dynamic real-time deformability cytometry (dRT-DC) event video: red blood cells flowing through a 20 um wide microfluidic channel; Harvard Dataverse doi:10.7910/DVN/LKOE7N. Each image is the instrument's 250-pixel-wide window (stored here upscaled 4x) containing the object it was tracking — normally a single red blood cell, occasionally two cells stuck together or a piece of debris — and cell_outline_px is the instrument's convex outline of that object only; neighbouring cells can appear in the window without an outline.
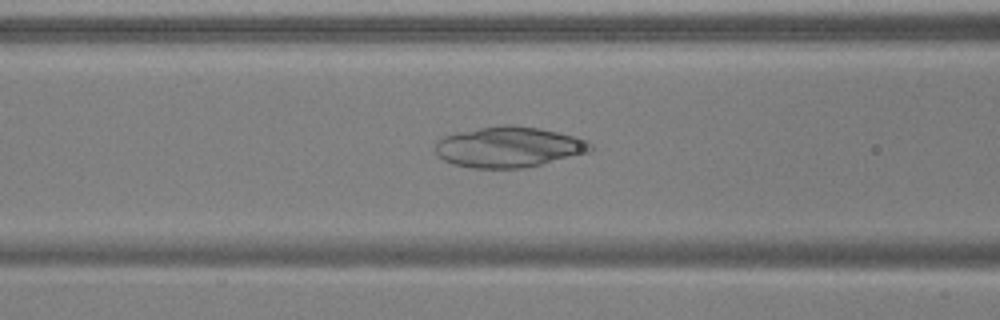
{"species": "common noctule bat (a hibernating species)", "species_latin": "Nyctalus noctula", "temperature_condition": "warm", "stored_images_in_passage": 52, "camera_frame_rate_fps": 3000, "um_per_image_px": 0.085, "animal": {"sex": "male", "body_mass_g": 17.9, "forearm_length_mm": 54.2}, "frame": {"image": 1, "passage_image": 21, "time_ms": 6.667, "image_size_px": [1000, 320], "cell_outline_px": [[592, 148], [588, 152], [524, 168], [472, 168], [452, 164], [444, 160], [436, 152], [436, 140], [444, 136], [456, 132], [504, 124], [508, 124], [540, 128], [576, 136], [588, 140], [592, 144]], "centroid_in_image_um": [43.23, 12.49], "position_along_channel_um": 123.4, "area_um2": 36.7}}
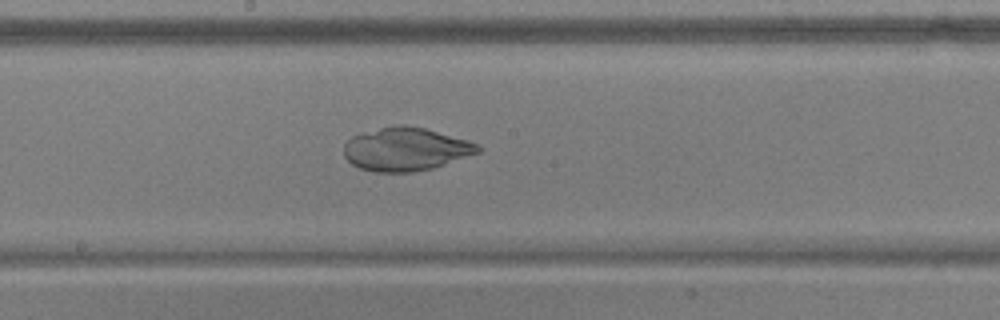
{"frame": {"image": 2, "passage_image": 28, "time_ms": 9.0, "image_size_px": [1000, 320], "cell_outline_px": [[480, 152], [432, 168], [412, 172], [376, 172], [360, 168], [352, 164], [344, 156], [344, 144], [352, 136], [380, 128], [396, 124], [404, 124], [424, 128], [468, 140], [480, 144]], "centroid_in_image_um": [34.49, 12.67], "position_along_channel_um": 213.7, "area_um2": 33.64}}
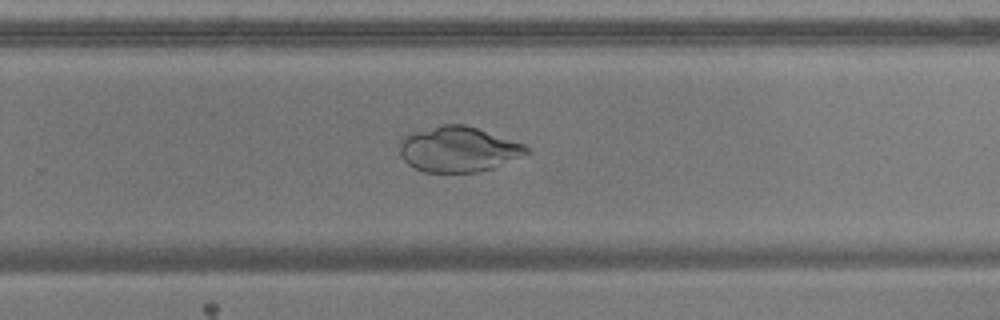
{"frame": {"image": 3, "passage_image": 34, "time_ms": 11.0, "image_size_px": [1000, 320], "cell_outline_px": [[532, 152], [492, 168], [476, 172], [424, 172], [408, 164], [400, 156], [400, 136], [412, 132], [444, 124], [464, 124], [524, 144]], "centroid_in_image_um": [38.92, 12.68], "position_along_channel_um": 290.9, "area_um2": 33.41}}